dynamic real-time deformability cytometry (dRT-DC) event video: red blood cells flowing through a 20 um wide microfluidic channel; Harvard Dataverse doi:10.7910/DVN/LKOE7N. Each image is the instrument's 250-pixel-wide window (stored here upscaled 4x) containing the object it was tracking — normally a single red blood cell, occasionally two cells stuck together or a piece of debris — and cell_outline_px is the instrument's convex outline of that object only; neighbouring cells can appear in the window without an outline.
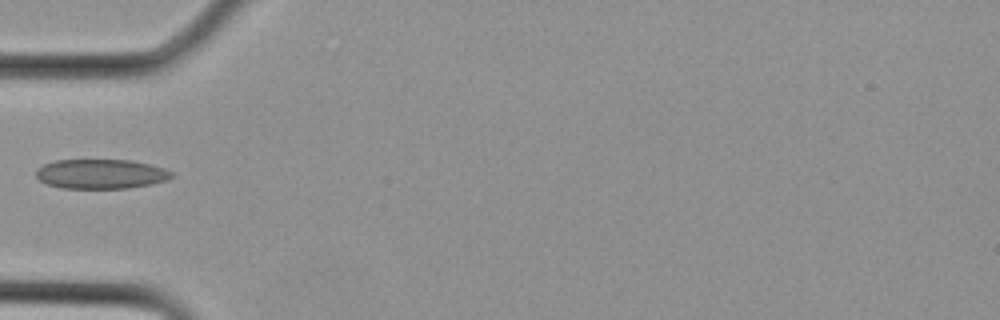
{"species": "Egyptian fruit bat (a non-hibernating species)", "species_latin": "Rousettus aegyptiacus", "temperature_condition": "cold", "stored_images_in_passage": 11, "camera_frame_rate_fps": 3000, "um_per_image_px": 0.085, "animal": {"sex": "female"}, "frame": {"image": 1, "passage_image": 10, "time_ms": 3.0, "image_size_px": [1000, 320], "cell_outline_px": [[172, 176], [168, 180], [152, 184], [128, 188], [60, 188], [48, 184], [40, 180], [36, 176], [36, 168], [44, 164], [56, 160], [132, 160], [152, 164], [164, 168], [172, 172]], "centroid_in_image_um": [8.59, 14.78], "position_along_channel_um": 76.4, "area_um2": 23.47}}